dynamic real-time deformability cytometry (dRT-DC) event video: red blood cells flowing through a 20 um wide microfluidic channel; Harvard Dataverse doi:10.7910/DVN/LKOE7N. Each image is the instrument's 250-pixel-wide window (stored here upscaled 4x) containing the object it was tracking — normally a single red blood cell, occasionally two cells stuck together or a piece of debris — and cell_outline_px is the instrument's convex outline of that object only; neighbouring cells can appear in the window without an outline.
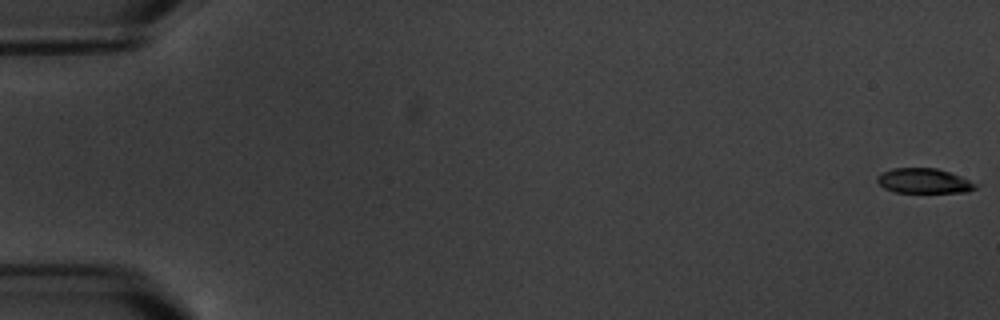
{"species": "common noctule bat (a hibernating species)", "species_latin": "Nyctalus noctula", "temperature_condition": "warm", "stored_images_in_passage": 7, "camera_frame_rate_fps": 3000, "um_per_image_px": 0.085, "animal": {"sex": "male", "body_mass_g": 20.1, "forearm_length_mm": 53.5}, "frame": {"image": 1, "passage_image": 1, "time_ms": 0.0, "image_size_px": [1000, 320], "cell_outline_px": [[980, 184], [976, 188], [968, 192], [896, 192], [884, 188], [876, 180], [876, 176], [892, 168], [936, 168], [960, 176]], "centroid_in_image_um": [78.56, 15.38], "position_along_channel_um": 6.4, "area_um2": 14.22}}
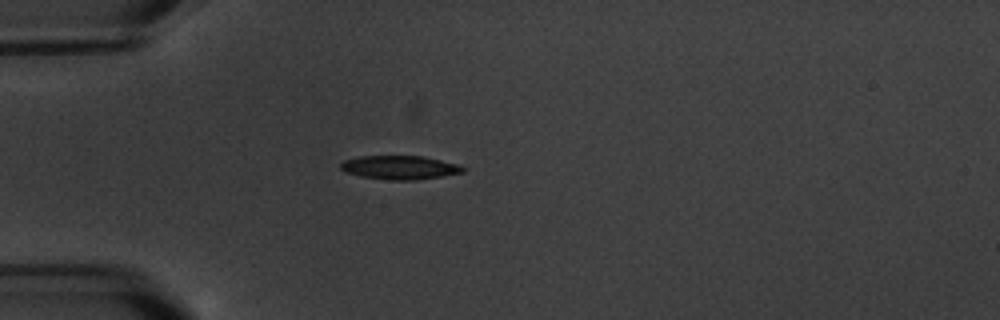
{"frame": {"image": 2, "passage_image": 5, "time_ms": 5.667, "image_size_px": [1000, 320], "cell_outline_px": [[464, 172], [416, 180], [392, 180], [360, 176], [344, 172], [340, 168], [340, 164], [344, 160], [360, 156], [420, 156], [440, 160], [456, 164], [464, 168]], "centroid_in_image_um": [33.92, 14.24], "position_along_channel_um": 51.1, "area_um2": 16.7}}